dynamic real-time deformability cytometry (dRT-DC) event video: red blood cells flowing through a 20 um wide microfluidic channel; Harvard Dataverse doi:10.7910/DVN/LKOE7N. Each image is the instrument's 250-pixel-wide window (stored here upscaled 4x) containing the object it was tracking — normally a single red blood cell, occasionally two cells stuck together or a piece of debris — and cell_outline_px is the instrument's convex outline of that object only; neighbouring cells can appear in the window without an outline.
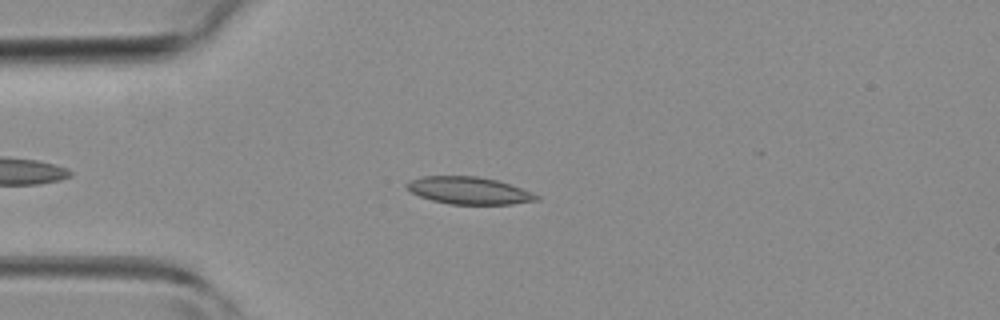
{"species": "common noctule bat (a hibernating species)", "species_latin": "Nyctalus noctula", "temperature_condition": "room temperature", "stored_images_in_passage": 40, "camera_frame_rate_fps": 3000, "um_per_image_px": 0.085, "animal": {"sex": "female", "body_mass_g": 19.3, "forearm_length_mm": 54.1}, "frame": {"image": 1, "passage_image": 7, "time_ms": 2.0, "image_size_px": [1000, 320], "cell_outline_px": [[540, 200], [512, 204], [452, 204], [432, 200], [420, 196], [404, 188], [404, 184], [408, 180], [424, 176], [476, 176], [496, 180], [532, 192], [540, 196]], "centroid_in_image_um": [39.83, 16.19], "position_along_channel_um": 45.2, "area_um2": 20.58}}
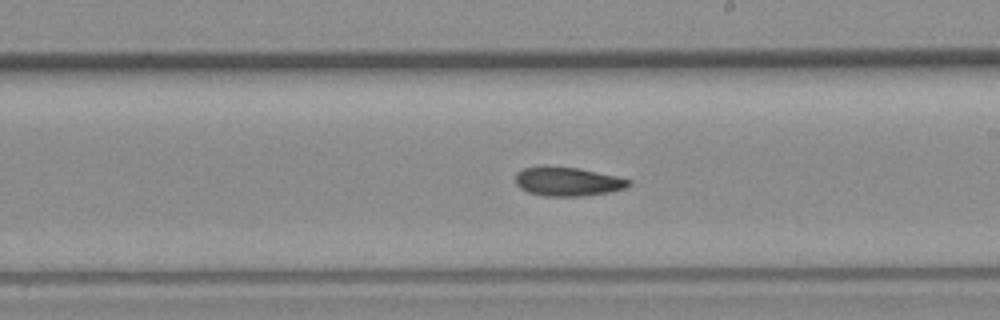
{"frame": {"image": 2, "passage_image": 21, "time_ms": 6.667, "image_size_px": [1000, 320], "cell_outline_px": [[632, 184], [624, 188], [608, 192], [584, 196], [544, 196], [528, 192], [520, 188], [516, 184], [516, 172], [524, 168], [544, 164], [576, 168], [616, 176], [632, 180]], "centroid_in_image_um": [48.21, 15.41], "position_along_channel_um": 240.8, "area_um2": 19.31}}
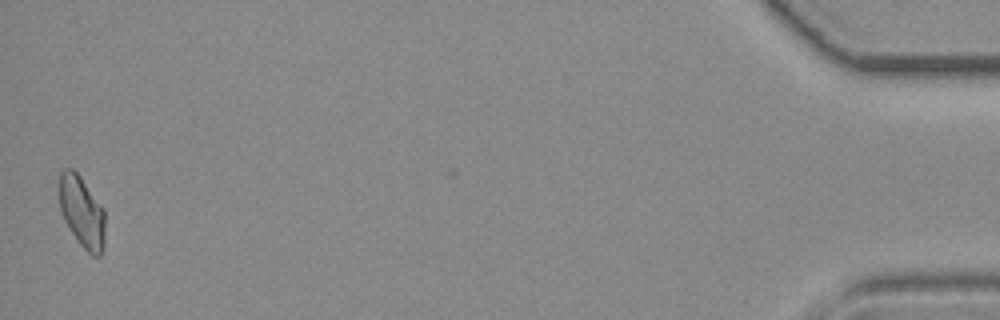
{"frame": {"image": 3, "passage_image": 40, "time_ms": 13.0, "image_size_px": [1000, 320], "cell_outline_px": [[104, 248], [100, 256], [92, 256], [76, 240], [64, 220], [60, 208], [60, 172], [64, 168], [72, 168], [80, 176], [104, 208]], "centroid_in_image_um": [6.97, 18.02], "position_along_channel_um": 428.2, "area_um2": 19.02}}